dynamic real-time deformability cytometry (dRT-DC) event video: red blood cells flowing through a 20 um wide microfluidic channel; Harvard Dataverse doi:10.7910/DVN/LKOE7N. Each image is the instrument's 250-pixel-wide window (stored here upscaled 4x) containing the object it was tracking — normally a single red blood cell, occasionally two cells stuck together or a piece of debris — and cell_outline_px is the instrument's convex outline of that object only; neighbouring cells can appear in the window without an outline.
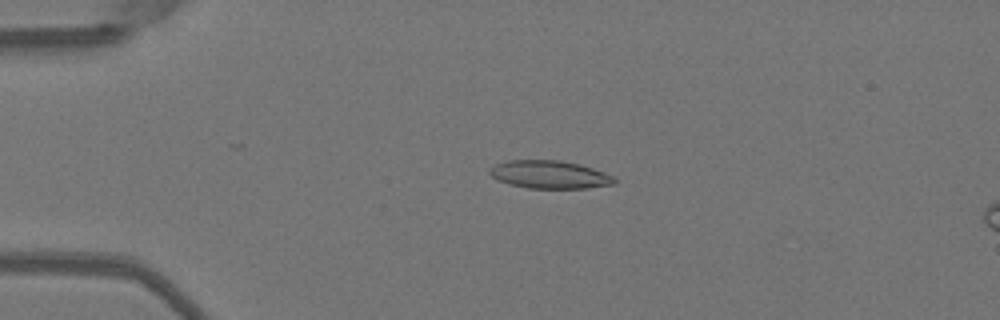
{"species": "Egyptian fruit bat (a non-hibernating species)", "species_latin": "Rousettus aegyptiacus", "temperature_condition": "warm", "stored_images_in_passage": 17, "camera_frame_rate_fps": 3000, "um_per_image_px": 0.085, "animal": {"sex": "female"}, "frame": {"image": 1, "passage_image": 12, "time_ms": 3.667, "image_size_px": [1000, 320], "cell_outline_px": [[616, 184], [588, 188], [528, 188], [508, 184], [496, 180], [488, 172], [488, 168], [496, 164], [508, 160], [560, 160], [592, 168], [616, 176]], "centroid_in_image_um": [46.71, 14.84], "position_along_channel_um": 38.3, "area_um2": 20.46}}